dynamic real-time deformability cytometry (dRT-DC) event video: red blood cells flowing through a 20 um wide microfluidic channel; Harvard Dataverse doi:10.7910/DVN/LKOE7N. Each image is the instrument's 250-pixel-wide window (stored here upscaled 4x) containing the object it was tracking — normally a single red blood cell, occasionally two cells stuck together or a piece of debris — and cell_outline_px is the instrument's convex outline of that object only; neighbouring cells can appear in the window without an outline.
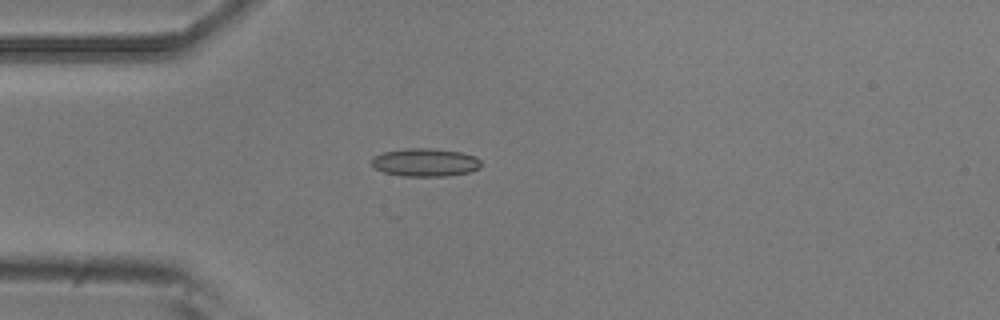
{"species": "common noctule bat (a hibernating species)", "species_latin": "Nyctalus noctula", "temperature_condition": "room temperature", "stored_images_in_passage": 1, "camera_frame_rate_fps": 3000, "um_per_image_px": 0.085, "animal": {"sex": "male", "body_mass_g": 20.5, "forearm_length_mm": 52.5}, "frame": {"image": 1, "passage_image": 1, "time_ms": 0.0, "image_size_px": [1000, 320], "cell_outline_px": [[480, 168], [468, 172], [448, 176], [404, 176], [384, 172], [376, 168], [372, 164], [372, 156], [384, 152], [408, 148], [428, 148], [460, 152], [476, 156], [480, 160]], "centroid_in_image_um": [36.15, 13.8], "position_along_channel_um": 48.9, "area_um2": 17.8}}